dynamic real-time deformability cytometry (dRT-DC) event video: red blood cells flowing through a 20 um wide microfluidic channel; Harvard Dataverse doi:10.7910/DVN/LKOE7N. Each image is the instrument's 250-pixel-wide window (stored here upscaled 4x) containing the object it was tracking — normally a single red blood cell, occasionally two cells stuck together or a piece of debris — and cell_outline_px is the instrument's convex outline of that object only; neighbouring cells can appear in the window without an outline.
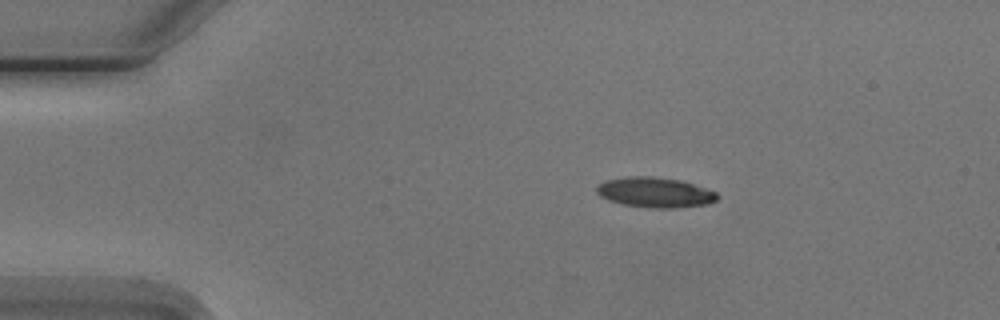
{"species": "Egyptian fruit bat (a non-hibernating species)", "species_latin": "Rousettus aegyptiacus", "temperature_condition": "cold", "stored_images_in_passage": 5, "camera_frame_rate_fps": 3000, "um_per_image_px": 0.085, "animal": {"sex": "male"}, "frame": {"image": 1, "passage_image": 2, "time_ms": 1.333, "image_size_px": [1000, 320], "cell_outline_px": [[720, 196], [716, 200], [708, 204], [672, 208], [652, 208], [620, 204], [608, 200], [600, 196], [596, 192], [596, 188], [604, 180], [628, 176], [652, 176], [680, 180], [716, 192]], "centroid_in_image_um": [55.64, 16.35], "position_along_channel_um": 29.4, "area_um2": 21.21}}
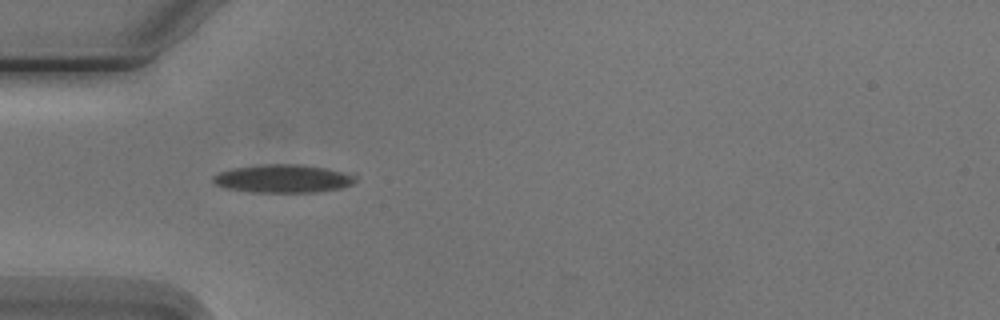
{"frame": {"image": 2, "passage_image": 4, "time_ms": 3.667, "image_size_px": [1000, 320], "cell_outline_px": [[356, 180], [352, 184], [340, 188], [316, 192], [252, 192], [228, 188], [216, 184], [212, 180], [212, 176], [220, 172], [232, 168], [260, 164], [304, 164], [356, 172]], "centroid_in_image_um": [24.16, 15.16], "position_along_channel_um": 60.8, "area_um2": 23.81}}